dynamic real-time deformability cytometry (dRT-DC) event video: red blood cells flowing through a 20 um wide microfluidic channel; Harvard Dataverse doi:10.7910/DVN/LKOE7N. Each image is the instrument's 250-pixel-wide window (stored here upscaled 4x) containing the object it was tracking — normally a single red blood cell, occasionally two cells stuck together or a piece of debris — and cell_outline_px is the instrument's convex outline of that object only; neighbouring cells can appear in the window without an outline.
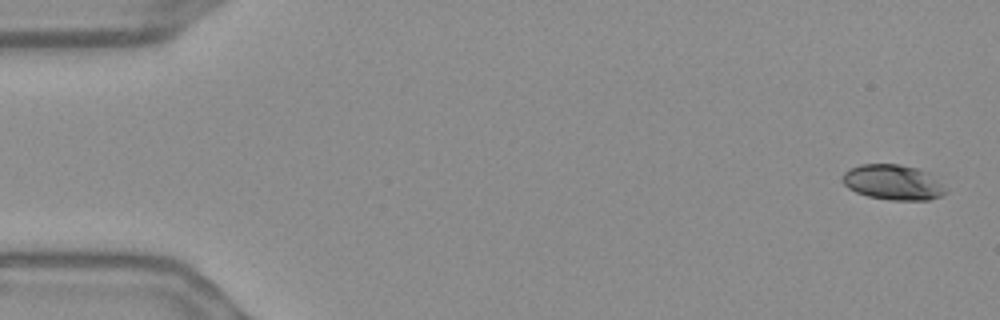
{"species": "Egyptian fruit bat (a non-hibernating species)", "species_latin": "Rousettus aegyptiacus", "temperature_condition": "warm", "stored_images_in_passage": 9, "camera_frame_rate_fps": 3000, "um_per_image_px": 0.085, "frame": {"image": 1, "passage_image": 1, "time_ms": 0.0, "image_size_px": [1000, 320], "cell_outline_px": [[948, 192], [940, 196], [928, 200], [892, 200], [868, 196], [856, 192], [848, 188], [840, 180], [844, 172], [848, 168], [860, 164], [900, 164], [932, 172]], "centroid_in_image_um": [75.91, 15.48], "position_along_channel_um": 9.1, "area_um2": 21.5}}